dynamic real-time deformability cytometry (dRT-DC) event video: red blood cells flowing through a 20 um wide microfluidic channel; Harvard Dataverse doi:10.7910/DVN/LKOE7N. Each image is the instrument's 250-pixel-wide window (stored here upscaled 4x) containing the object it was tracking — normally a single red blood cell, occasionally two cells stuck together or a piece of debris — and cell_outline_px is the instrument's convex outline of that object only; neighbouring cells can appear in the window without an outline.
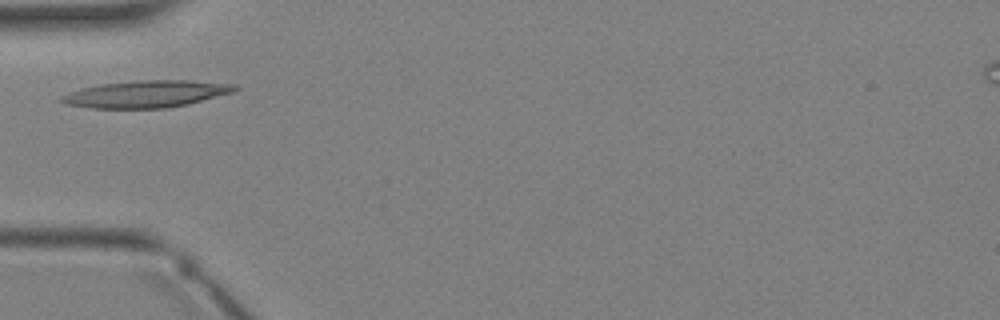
{"species": "Egyptian fruit bat (a non-hibernating species)", "species_latin": "Rousettus aegyptiacus", "temperature_condition": "warm", "stored_images_in_passage": 1, "camera_frame_rate_fps": 3000, "um_per_image_px": 0.085, "animal": {"sex": "female"}, "frame": {"image": 1, "passage_image": 1, "time_ms": 0.0, "image_size_px": [1000, 320], "cell_outline_px": [[240, 88], [232, 92], [188, 104], [164, 108], [88, 108], [68, 104], [56, 100], [60, 96], [68, 92], [80, 88], [100, 84], [140, 80], [184, 80], [236, 84]], "centroid_in_image_um": [12.38, 7.99], "position_along_channel_um": 72.6, "area_um2": 27.28}}